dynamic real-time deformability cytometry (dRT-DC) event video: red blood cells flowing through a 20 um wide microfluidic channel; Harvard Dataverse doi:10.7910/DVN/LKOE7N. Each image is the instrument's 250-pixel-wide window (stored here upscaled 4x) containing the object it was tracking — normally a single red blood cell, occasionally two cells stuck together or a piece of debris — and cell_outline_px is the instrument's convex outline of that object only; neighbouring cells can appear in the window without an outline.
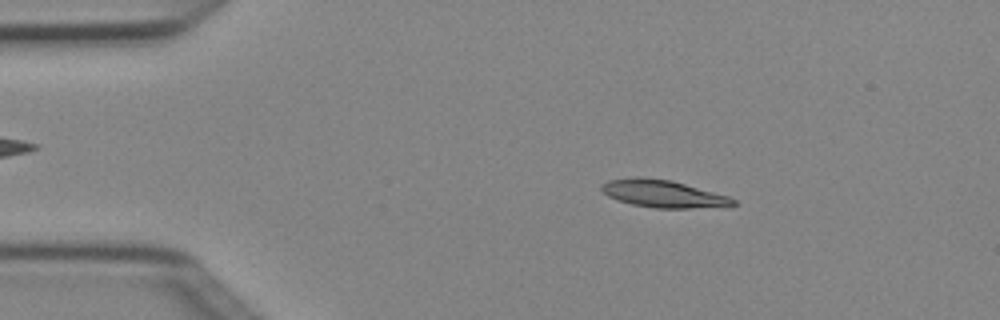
{"species": "Egyptian fruit bat (a non-hibernating species)", "species_latin": "Rousettus aegyptiacus", "temperature_condition": "cold", "stored_images_in_passage": 4, "camera_frame_rate_fps": 3000, "um_per_image_px": 0.085, "animal": {"sex": "female"}, "frame": {"image": 1, "passage_image": 2, "time_ms": 0.333, "image_size_px": [1000, 320], "cell_outline_px": [[736, 204], [692, 208], [652, 208], [632, 204], [616, 200], [608, 196], [600, 188], [600, 184], [608, 180], [636, 176], [640, 176], [672, 180], [728, 196], [736, 200]], "centroid_in_image_um": [56.28, 16.45], "position_along_channel_um": 28.7, "area_um2": 20.98}}
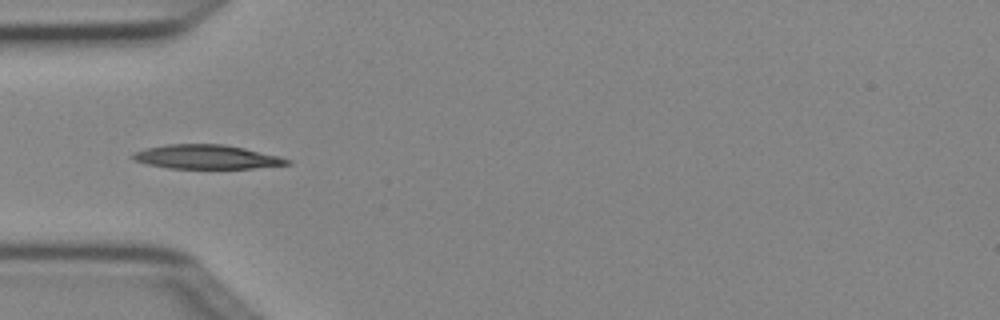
{"frame": {"image": 2, "passage_image": 4, "time_ms": 1.0, "image_size_px": [1000, 320], "cell_outline_px": [[292, 164], [252, 168], [168, 168], [148, 164], [132, 160], [128, 156], [144, 148], [168, 144], [224, 144], [244, 148], [280, 156], [292, 160]], "centroid_in_image_um": [17.55, 13.33], "position_along_channel_um": 67.4, "area_um2": 21.73}}